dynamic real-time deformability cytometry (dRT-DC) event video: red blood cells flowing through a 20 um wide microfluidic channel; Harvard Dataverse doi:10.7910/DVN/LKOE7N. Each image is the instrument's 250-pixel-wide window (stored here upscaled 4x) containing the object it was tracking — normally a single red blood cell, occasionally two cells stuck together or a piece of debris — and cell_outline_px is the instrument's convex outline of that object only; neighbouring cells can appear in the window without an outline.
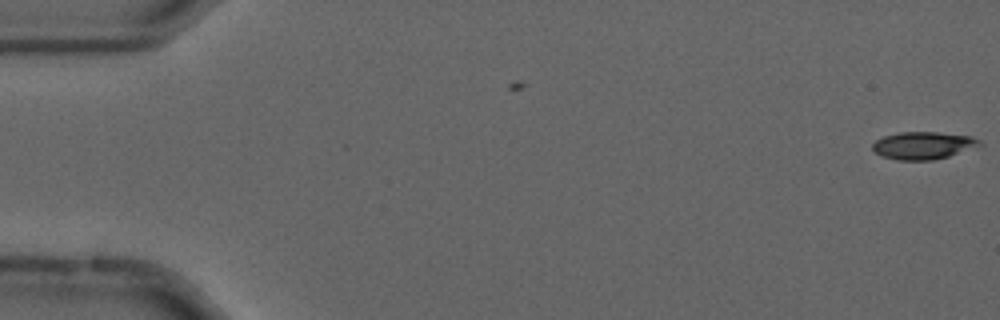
{"species": "common noctule bat (a hibernating species)", "species_latin": "Nyctalus noctula", "temperature_condition": "cold", "stored_images_in_passage": 56, "camera_frame_rate_fps": 3000, "um_per_image_px": 0.085, "animal": {"sex": "male", "forearm_length_mm": 52.5}, "frame": {"image": 1, "passage_image": 1, "time_ms": 0.0, "image_size_px": [1000, 320], "cell_outline_px": [[984, 144], [948, 156], [932, 160], [896, 160], [872, 152], [872, 144], [876, 140], [884, 136], [900, 132], [936, 132], [972, 136], [980, 140]], "centroid_in_image_um": [78.45, 12.36], "position_along_channel_um": 6.5, "area_um2": 17.11}}
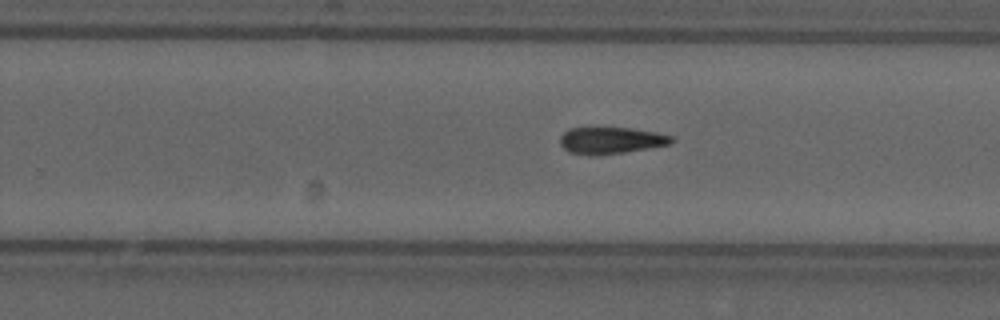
{"frame": {"image": 2, "passage_image": 35, "time_ms": 11.333, "image_size_px": [1000, 320], "cell_outline_px": [[676, 140], [672, 144], [624, 152], [568, 152], [560, 144], [560, 136], [568, 128], [632, 128], [656, 132], [672, 136]], "centroid_in_image_um": [52.01, 11.88], "position_along_channel_um": 277.8, "area_um2": 16.65}}
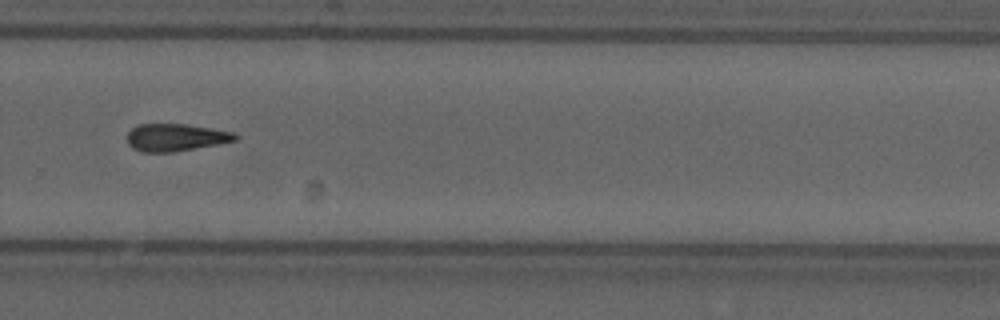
{"frame": {"image": 3, "passage_image": 38, "time_ms": 12.333, "image_size_px": [1000, 320], "cell_outline_px": [[240, 136], [236, 140], [220, 144], [176, 152], [140, 152], [132, 148], [128, 144], [128, 132], [136, 124], [188, 124], [236, 132]], "centroid_in_image_um": [14.97, 11.68], "position_along_channel_um": 314.8, "area_um2": 17.63}}